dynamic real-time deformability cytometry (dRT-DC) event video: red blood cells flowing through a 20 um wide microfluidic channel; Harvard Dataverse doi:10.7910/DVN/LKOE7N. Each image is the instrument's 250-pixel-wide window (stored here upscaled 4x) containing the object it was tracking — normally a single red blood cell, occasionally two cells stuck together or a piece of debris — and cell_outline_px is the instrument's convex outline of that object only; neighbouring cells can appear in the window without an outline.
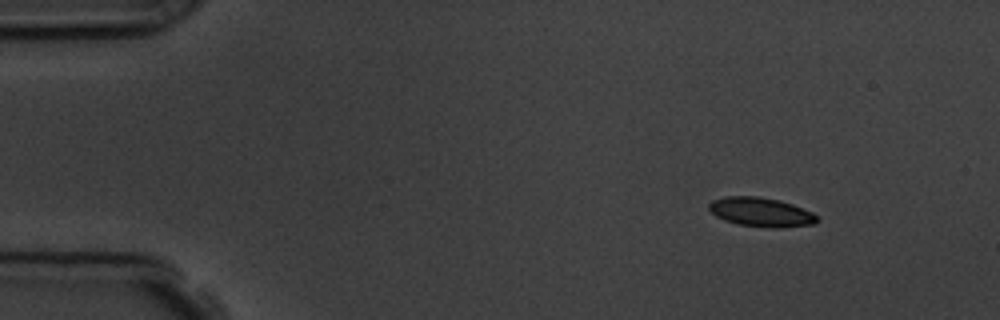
{"species": "common noctule bat (a hibernating species)", "species_latin": "Nyctalus noctula", "temperature_condition": "room temperature", "stored_images_in_passage": 4, "segment_of_instrument_passage": [1, 2], "camera_frame_rate_fps": 3000, "um_per_image_px": 0.085, "animal": {"sex": "male", "body_mass_g": 19.5, "forearm_length_mm": 54.6}, "frame": {"image": 1, "passage_image": 1, "time_ms": 0.0, "image_size_px": [1000, 320], "cell_outline_px": [[820, 220], [812, 224], [780, 228], [772, 228], [740, 224], [724, 220], [716, 216], [708, 208], [708, 204], [712, 200], [724, 196], [756, 196], [780, 200], [792, 204], [812, 212]], "centroid_in_image_um": [64.67, 18.02], "position_along_channel_um": 20.3, "area_um2": 18.32}}
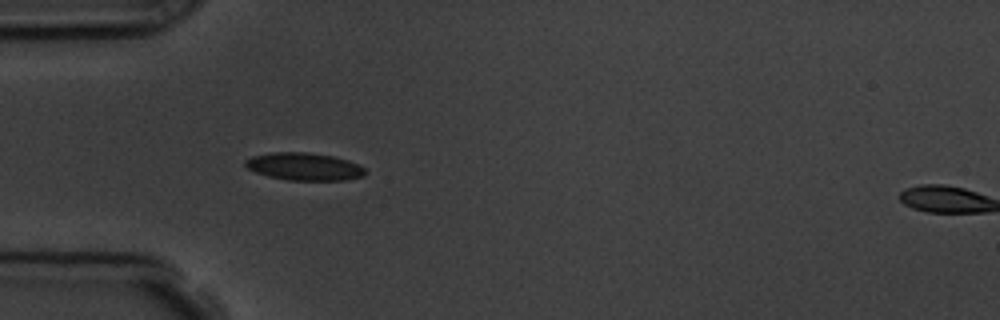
{"frame": {"image": 2, "passage_image": 3, "time_ms": 3.333, "image_size_px": [1000, 320], "cell_outline_px": [[368, 172], [364, 176], [344, 180], [288, 180], [268, 176], [256, 172], [248, 168], [244, 164], [244, 160], [252, 156], [272, 152], [308, 152], [332, 156], [348, 160], [360, 164]], "centroid_in_image_um": [25.88, 14.15], "position_along_channel_um": 59.1, "area_um2": 19.36}}